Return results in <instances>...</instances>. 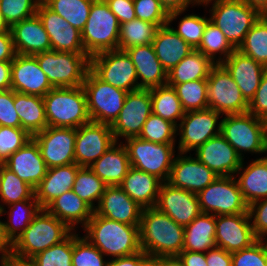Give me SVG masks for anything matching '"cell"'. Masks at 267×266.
Masks as SVG:
<instances>
[{
	"instance_id": "cell-1",
	"label": "cell",
	"mask_w": 267,
	"mask_h": 266,
	"mask_svg": "<svg viewBox=\"0 0 267 266\" xmlns=\"http://www.w3.org/2000/svg\"><path fill=\"white\" fill-rule=\"evenodd\" d=\"M139 240L141 250L147 255L177 257L183 251L184 226L156 207L143 208Z\"/></svg>"
},
{
	"instance_id": "cell-2",
	"label": "cell",
	"mask_w": 267,
	"mask_h": 266,
	"mask_svg": "<svg viewBox=\"0 0 267 266\" xmlns=\"http://www.w3.org/2000/svg\"><path fill=\"white\" fill-rule=\"evenodd\" d=\"M84 235L105 256L113 258L136 254L141 251L139 226L110 220L93 213L83 228Z\"/></svg>"
},
{
	"instance_id": "cell-3",
	"label": "cell",
	"mask_w": 267,
	"mask_h": 266,
	"mask_svg": "<svg viewBox=\"0 0 267 266\" xmlns=\"http://www.w3.org/2000/svg\"><path fill=\"white\" fill-rule=\"evenodd\" d=\"M72 230L46 209L34 216L32 222L12 244V255L32 259L47 248L65 240Z\"/></svg>"
},
{
	"instance_id": "cell-4",
	"label": "cell",
	"mask_w": 267,
	"mask_h": 266,
	"mask_svg": "<svg viewBox=\"0 0 267 266\" xmlns=\"http://www.w3.org/2000/svg\"><path fill=\"white\" fill-rule=\"evenodd\" d=\"M43 101L48 126L77 129L91 121L83 86L52 88Z\"/></svg>"
},
{
	"instance_id": "cell-5",
	"label": "cell",
	"mask_w": 267,
	"mask_h": 266,
	"mask_svg": "<svg viewBox=\"0 0 267 266\" xmlns=\"http://www.w3.org/2000/svg\"><path fill=\"white\" fill-rule=\"evenodd\" d=\"M221 122L220 134L244 160L242 152L267 153V121L249 112L226 114Z\"/></svg>"
},
{
	"instance_id": "cell-6",
	"label": "cell",
	"mask_w": 267,
	"mask_h": 266,
	"mask_svg": "<svg viewBox=\"0 0 267 266\" xmlns=\"http://www.w3.org/2000/svg\"><path fill=\"white\" fill-rule=\"evenodd\" d=\"M120 23L105 0H94L88 20L81 31L83 48L89 57L117 50Z\"/></svg>"
},
{
	"instance_id": "cell-7",
	"label": "cell",
	"mask_w": 267,
	"mask_h": 266,
	"mask_svg": "<svg viewBox=\"0 0 267 266\" xmlns=\"http://www.w3.org/2000/svg\"><path fill=\"white\" fill-rule=\"evenodd\" d=\"M33 56L54 88L82 86L90 69V57L86 53L51 50Z\"/></svg>"
},
{
	"instance_id": "cell-8",
	"label": "cell",
	"mask_w": 267,
	"mask_h": 266,
	"mask_svg": "<svg viewBox=\"0 0 267 266\" xmlns=\"http://www.w3.org/2000/svg\"><path fill=\"white\" fill-rule=\"evenodd\" d=\"M210 11V21L221 30L235 49L239 48L245 35L262 16L243 0H216Z\"/></svg>"
},
{
	"instance_id": "cell-9",
	"label": "cell",
	"mask_w": 267,
	"mask_h": 266,
	"mask_svg": "<svg viewBox=\"0 0 267 266\" xmlns=\"http://www.w3.org/2000/svg\"><path fill=\"white\" fill-rule=\"evenodd\" d=\"M125 140L131 167L152 174L163 182L168 181L175 158V144H159L139 137Z\"/></svg>"
},
{
	"instance_id": "cell-10",
	"label": "cell",
	"mask_w": 267,
	"mask_h": 266,
	"mask_svg": "<svg viewBox=\"0 0 267 266\" xmlns=\"http://www.w3.org/2000/svg\"><path fill=\"white\" fill-rule=\"evenodd\" d=\"M82 86L90 120L111 125L118 117L128 92L102 81L90 69Z\"/></svg>"
},
{
	"instance_id": "cell-11",
	"label": "cell",
	"mask_w": 267,
	"mask_h": 266,
	"mask_svg": "<svg viewBox=\"0 0 267 266\" xmlns=\"http://www.w3.org/2000/svg\"><path fill=\"white\" fill-rule=\"evenodd\" d=\"M202 213L215 216L248 213V204L235 176H218L198 194Z\"/></svg>"
},
{
	"instance_id": "cell-12",
	"label": "cell",
	"mask_w": 267,
	"mask_h": 266,
	"mask_svg": "<svg viewBox=\"0 0 267 266\" xmlns=\"http://www.w3.org/2000/svg\"><path fill=\"white\" fill-rule=\"evenodd\" d=\"M90 70L116 88L127 92L139 90L136 68L126 51L117 49L90 57Z\"/></svg>"
},
{
	"instance_id": "cell-13",
	"label": "cell",
	"mask_w": 267,
	"mask_h": 266,
	"mask_svg": "<svg viewBox=\"0 0 267 266\" xmlns=\"http://www.w3.org/2000/svg\"><path fill=\"white\" fill-rule=\"evenodd\" d=\"M207 80L208 108L223 114H243L248 111V102L228 71L216 64Z\"/></svg>"
},
{
	"instance_id": "cell-14",
	"label": "cell",
	"mask_w": 267,
	"mask_h": 266,
	"mask_svg": "<svg viewBox=\"0 0 267 266\" xmlns=\"http://www.w3.org/2000/svg\"><path fill=\"white\" fill-rule=\"evenodd\" d=\"M220 115L221 113L210 108L185 112L177 125V135H180L179 152L187 154L220 134L221 122L217 124Z\"/></svg>"
},
{
	"instance_id": "cell-15",
	"label": "cell",
	"mask_w": 267,
	"mask_h": 266,
	"mask_svg": "<svg viewBox=\"0 0 267 266\" xmlns=\"http://www.w3.org/2000/svg\"><path fill=\"white\" fill-rule=\"evenodd\" d=\"M151 114L150 89L128 92L118 117L110 125L116 142L119 137H138Z\"/></svg>"
},
{
	"instance_id": "cell-16",
	"label": "cell",
	"mask_w": 267,
	"mask_h": 266,
	"mask_svg": "<svg viewBox=\"0 0 267 266\" xmlns=\"http://www.w3.org/2000/svg\"><path fill=\"white\" fill-rule=\"evenodd\" d=\"M32 138L37 142L48 169L75 163V128L48 126Z\"/></svg>"
},
{
	"instance_id": "cell-17",
	"label": "cell",
	"mask_w": 267,
	"mask_h": 266,
	"mask_svg": "<svg viewBox=\"0 0 267 266\" xmlns=\"http://www.w3.org/2000/svg\"><path fill=\"white\" fill-rule=\"evenodd\" d=\"M116 143L109 124L90 121L76 129L75 163L90 167Z\"/></svg>"
},
{
	"instance_id": "cell-18",
	"label": "cell",
	"mask_w": 267,
	"mask_h": 266,
	"mask_svg": "<svg viewBox=\"0 0 267 266\" xmlns=\"http://www.w3.org/2000/svg\"><path fill=\"white\" fill-rule=\"evenodd\" d=\"M215 242L218 248L234 253L250 247L254 236L249 213L215 216Z\"/></svg>"
},
{
	"instance_id": "cell-19",
	"label": "cell",
	"mask_w": 267,
	"mask_h": 266,
	"mask_svg": "<svg viewBox=\"0 0 267 266\" xmlns=\"http://www.w3.org/2000/svg\"><path fill=\"white\" fill-rule=\"evenodd\" d=\"M155 207L184 227L202 213L196 193L173 187L167 182L160 187Z\"/></svg>"
},
{
	"instance_id": "cell-20",
	"label": "cell",
	"mask_w": 267,
	"mask_h": 266,
	"mask_svg": "<svg viewBox=\"0 0 267 266\" xmlns=\"http://www.w3.org/2000/svg\"><path fill=\"white\" fill-rule=\"evenodd\" d=\"M178 153L173 160L167 181L171 186L198 194L218 177L196 157Z\"/></svg>"
},
{
	"instance_id": "cell-21",
	"label": "cell",
	"mask_w": 267,
	"mask_h": 266,
	"mask_svg": "<svg viewBox=\"0 0 267 266\" xmlns=\"http://www.w3.org/2000/svg\"><path fill=\"white\" fill-rule=\"evenodd\" d=\"M36 14L49 35L51 50L86 53L83 48L81 31L71 26L64 18L40 2Z\"/></svg>"
},
{
	"instance_id": "cell-22",
	"label": "cell",
	"mask_w": 267,
	"mask_h": 266,
	"mask_svg": "<svg viewBox=\"0 0 267 266\" xmlns=\"http://www.w3.org/2000/svg\"><path fill=\"white\" fill-rule=\"evenodd\" d=\"M54 88L32 55L16 54L11 67V89L15 92L44 97Z\"/></svg>"
},
{
	"instance_id": "cell-23",
	"label": "cell",
	"mask_w": 267,
	"mask_h": 266,
	"mask_svg": "<svg viewBox=\"0 0 267 266\" xmlns=\"http://www.w3.org/2000/svg\"><path fill=\"white\" fill-rule=\"evenodd\" d=\"M195 151L196 158L217 176H234L243 161L221 134L212 137Z\"/></svg>"
},
{
	"instance_id": "cell-24",
	"label": "cell",
	"mask_w": 267,
	"mask_h": 266,
	"mask_svg": "<svg viewBox=\"0 0 267 266\" xmlns=\"http://www.w3.org/2000/svg\"><path fill=\"white\" fill-rule=\"evenodd\" d=\"M143 208L120 186H106L94 213L110 220L139 226Z\"/></svg>"
},
{
	"instance_id": "cell-25",
	"label": "cell",
	"mask_w": 267,
	"mask_h": 266,
	"mask_svg": "<svg viewBox=\"0 0 267 266\" xmlns=\"http://www.w3.org/2000/svg\"><path fill=\"white\" fill-rule=\"evenodd\" d=\"M221 65L231 75L242 96L249 103L254 97L267 68L237 49Z\"/></svg>"
},
{
	"instance_id": "cell-26",
	"label": "cell",
	"mask_w": 267,
	"mask_h": 266,
	"mask_svg": "<svg viewBox=\"0 0 267 266\" xmlns=\"http://www.w3.org/2000/svg\"><path fill=\"white\" fill-rule=\"evenodd\" d=\"M4 164L19 179L34 189L45 177L48 170L41 156L39 146L33 138L13 153Z\"/></svg>"
},
{
	"instance_id": "cell-27",
	"label": "cell",
	"mask_w": 267,
	"mask_h": 266,
	"mask_svg": "<svg viewBox=\"0 0 267 266\" xmlns=\"http://www.w3.org/2000/svg\"><path fill=\"white\" fill-rule=\"evenodd\" d=\"M16 54L35 55L51 51L50 38L37 14L10 28Z\"/></svg>"
},
{
	"instance_id": "cell-28",
	"label": "cell",
	"mask_w": 267,
	"mask_h": 266,
	"mask_svg": "<svg viewBox=\"0 0 267 266\" xmlns=\"http://www.w3.org/2000/svg\"><path fill=\"white\" fill-rule=\"evenodd\" d=\"M137 72L139 89H151L167 84V72L158 60L151 44L133 46L125 50Z\"/></svg>"
},
{
	"instance_id": "cell-29",
	"label": "cell",
	"mask_w": 267,
	"mask_h": 266,
	"mask_svg": "<svg viewBox=\"0 0 267 266\" xmlns=\"http://www.w3.org/2000/svg\"><path fill=\"white\" fill-rule=\"evenodd\" d=\"M80 168L73 163L47 170L45 177L35 188V198L41 209H45L58 196L72 190L77 171Z\"/></svg>"
},
{
	"instance_id": "cell-30",
	"label": "cell",
	"mask_w": 267,
	"mask_h": 266,
	"mask_svg": "<svg viewBox=\"0 0 267 266\" xmlns=\"http://www.w3.org/2000/svg\"><path fill=\"white\" fill-rule=\"evenodd\" d=\"M163 181L158 177L130 167L121 189L142 208L155 207Z\"/></svg>"
},
{
	"instance_id": "cell-31",
	"label": "cell",
	"mask_w": 267,
	"mask_h": 266,
	"mask_svg": "<svg viewBox=\"0 0 267 266\" xmlns=\"http://www.w3.org/2000/svg\"><path fill=\"white\" fill-rule=\"evenodd\" d=\"M156 56L166 72L174 68L194 49L169 24L160 26L152 41Z\"/></svg>"
},
{
	"instance_id": "cell-32",
	"label": "cell",
	"mask_w": 267,
	"mask_h": 266,
	"mask_svg": "<svg viewBox=\"0 0 267 266\" xmlns=\"http://www.w3.org/2000/svg\"><path fill=\"white\" fill-rule=\"evenodd\" d=\"M130 167L127 148L122 142H116L89 168L107 186H119Z\"/></svg>"
},
{
	"instance_id": "cell-33",
	"label": "cell",
	"mask_w": 267,
	"mask_h": 266,
	"mask_svg": "<svg viewBox=\"0 0 267 266\" xmlns=\"http://www.w3.org/2000/svg\"><path fill=\"white\" fill-rule=\"evenodd\" d=\"M45 209L64 222L72 231L78 223H82L84 228L94 213V209L72 190L58 196Z\"/></svg>"
},
{
	"instance_id": "cell-34",
	"label": "cell",
	"mask_w": 267,
	"mask_h": 266,
	"mask_svg": "<svg viewBox=\"0 0 267 266\" xmlns=\"http://www.w3.org/2000/svg\"><path fill=\"white\" fill-rule=\"evenodd\" d=\"M236 174H241L237 180L239 188L248 205L267 198V156L254 160L244 168L243 163ZM244 169L243 173L241 170Z\"/></svg>"
},
{
	"instance_id": "cell-35",
	"label": "cell",
	"mask_w": 267,
	"mask_h": 266,
	"mask_svg": "<svg viewBox=\"0 0 267 266\" xmlns=\"http://www.w3.org/2000/svg\"><path fill=\"white\" fill-rule=\"evenodd\" d=\"M14 106L20 118V128L31 137L48 127L43 97L14 91Z\"/></svg>"
},
{
	"instance_id": "cell-36",
	"label": "cell",
	"mask_w": 267,
	"mask_h": 266,
	"mask_svg": "<svg viewBox=\"0 0 267 266\" xmlns=\"http://www.w3.org/2000/svg\"><path fill=\"white\" fill-rule=\"evenodd\" d=\"M215 215L201 213L184 227L183 251L203 252L216 248Z\"/></svg>"
},
{
	"instance_id": "cell-37",
	"label": "cell",
	"mask_w": 267,
	"mask_h": 266,
	"mask_svg": "<svg viewBox=\"0 0 267 266\" xmlns=\"http://www.w3.org/2000/svg\"><path fill=\"white\" fill-rule=\"evenodd\" d=\"M215 65L216 63L209 57L194 49L174 68L167 72V84L206 80Z\"/></svg>"
},
{
	"instance_id": "cell-38",
	"label": "cell",
	"mask_w": 267,
	"mask_h": 266,
	"mask_svg": "<svg viewBox=\"0 0 267 266\" xmlns=\"http://www.w3.org/2000/svg\"><path fill=\"white\" fill-rule=\"evenodd\" d=\"M8 206L10 209V213L7 214L9 220L7 222L1 221V224L6 239L13 244L29 226L41 207L35 196L30 200L14 202Z\"/></svg>"
},
{
	"instance_id": "cell-39",
	"label": "cell",
	"mask_w": 267,
	"mask_h": 266,
	"mask_svg": "<svg viewBox=\"0 0 267 266\" xmlns=\"http://www.w3.org/2000/svg\"><path fill=\"white\" fill-rule=\"evenodd\" d=\"M150 97L152 113L177 126V122L183 118L185 111L175 89L168 84L151 88Z\"/></svg>"
},
{
	"instance_id": "cell-40",
	"label": "cell",
	"mask_w": 267,
	"mask_h": 266,
	"mask_svg": "<svg viewBox=\"0 0 267 266\" xmlns=\"http://www.w3.org/2000/svg\"><path fill=\"white\" fill-rule=\"evenodd\" d=\"M35 196V189L17 175L9 170L2 162V176L0 181V216L6 211L5 205H10L14 202L30 200Z\"/></svg>"
},
{
	"instance_id": "cell-41",
	"label": "cell",
	"mask_w": 267,
	"mask_h": 266,
	"mask_svg": "<svg viewBox=\"0 0 267 266\" xmlns=\"http://www.w3.org/2000/svg\"><path fill=\"white\" fill-rule=\"evenodd\" d=\"M159 27L140 19L120 24L118 49L125 51L133 46L151 44Z\"/></svg>"
},
{
	"instance_id": "cell-42",
	"label": "cell",
	"mask_w": 267,
	"mask_h": 266,
	"mask_svg": "<svg viewBox=\"0 0 267 266\" xmlns=\"http://www.w3.org/2000/svg\"><path fill=\"white\" fill-rule=\"evenodd\" d=\"M94 0H44L43 3L64 18L71 26L82 31Z\"/></svg>"
},
{
	"instance_id": "cell-43",
	"label": "cell",
	"mask_w": 267,
	"mask_h": 266,
	"mask_svg": "<svg viewBox=\"0 0 267 266\" xmlns=\"http://www.w3.org/2000/svg\"><path fill=\"white\" fill-rule=\"evenodd\" d=\"M196 50L209 57L214 63L221 64L236 49L229 43L221 30L209 21L205 27L200 45L196 48ZM216 53H218V55L220 54L217 59Z\"/></svg>"
},
{
	"instance_id": "cell-44",
	"label": "cell",
	"mask_w": 267,
	"mask_h": 266,
	"mask_svg": "<svg viewBox=\"0 0 267 266\" xmlns=\"http://www.w3.org/2000/svg\"><path fill=\"white\" fill-rule=\"evenodd\" d=\"M267 68V17L262 15L237 49Z\"/></svg>"
},
{
	"instance_id": "cell-45",
	"label": "cell",
	"mask_w": 267,
	"mask_h": 266,
	"mask_svg": "<svg viewBox=\"0 0 267 266\" xmlns=\"http://www.w3.org/2000/svg\"><path fill=\"white\" fill-rule=\"evenodd\" d=\"M106 186L89 167H81L77 171L72 191L95 209L94 203L97 201L98 205Z\"/></svg>"
},
{
	"instance_id": "cell-46",
	"label": "cell",
	"mask_w": 267,
	"mask_h": 266,
	"mask_svg": "<svg viewBox=\"0 0 267 266\" xmlns=\"http://www.w3.org/2000/svg\"><path fill=\"white\" fill-rule=\"evenodd\" d=\"M168 85L175 89L185 112L208 108L207 80Z\"/></svg>"
},
{
	"instance_id": "cell-47",
	"label": "cell",
	"mask_w": 267,
	"mask_h": 266,
	"mask_svg": "<svg viewBox=\"0 0 267 266\" xmlns=\"http://www.w3.org/2000/svg\"><path fill=\"white\" fill-rule=\"evenodd\" d=\"M176 132L175 124L152 113L138 137L159 144H175Z\"/></svg>"
},
{
	"instance_id": "cell-48",
	"label": "cell",
	"mask_w": 267,
	"mask_h": 266,
	"mask_svg": "<svg viewBox=\"0 0 267 266\" xmlns=\"http://www.w3.org/2000/svg\"><path fill=\"white\" fill-rule=\"evenodd\" d=\"M73 232L62 242L32 258L36 266H73Z\"/></svg>"
},
{
	"instance_id": "cell-49",
	"label": "cell",
	"mask_w": 267,
	"mask_h": 266,
	"mask_svg": "<svg viewBox=\"0 0 267 266\" xmlns=\"http://www.w3.org/2000/svg\"><path fill=\"white\" fill-rule=\"evenodd\" d=\"M104 254L96 248L86 237H80L73 232V266H107Z\"/></svg>"
},
{
	"instance_id": "cell-50",
	"label": "cell",
	"mask_w": 267,
	"mask_h": 266,
	"mask_svg": "<svg viewBox=\"0 0 267 266\" xmlns=\"http://www.w3.org/2000/svg\"><path fill=\"white\" fill-rule=\"evenodd\" d=\"M39 0H0L2 16L11 28L14 24L36 14Z\"/></svg>"
},
{
	"instance_id": "cell-51",
	"label": "cell",
	"mask_w": 267,
	"mask_h": 266,
	"mask_svg": "<svg viewBox=\"0 0 267 266\" xmlns=\"http://www.w3.org/2000/svg\"><path fill=\"white\" fill-rule=\"evenodd\" d=\"M179 22L178 29L173 30L193 49H196L202 40V36L210 18L196 14L185 15Z\"/></svg>"
},
{
	"instance_id": "cell-52",
	"label": "cell",
	"mask_w": 267,
	"mask_h": 266,
	"mask_svg": "<svg viewBox=\"0 0 267 266\" xmlns=\"http://www.w3.org/2000/svg\"><path fill=\"white\" fill-rule=\"evenodd\" d=\"M32 137L23 128L0 126V162L5 161Z\"/></svg>"
},
{
	"instance_id": "cell-53",
	"label": "cell",
	"mask_w": 267,
	"mask_h": 266,
	"mask_svg": "<svg viewBox=\"0 0 267 266\" xmlns=\"http://www.w3.org/2000/svg\"><path fill=\"white\" fill-rule=\"evenodd\" d=\"M136 18L156 24L158 27L168 24V12L159 0H133Z\"/></svg>"
},
{
	"instance_id": "cell-54",
	"label": "cell",
	"mask_w": 267,
	"mask_h": 266,
	"mask_svg": "<svg viewBox=\"0 0 267 266\" xmlns=\"http://www.w3.org/2000/svg\"><path fill=\"white\" fill-rule=\"evenodd\" d=\"M232 266H267V248L262 240L250 247L231 253Z\"/></svg>"
},
{
	"instance_id": "cell-55",
	"label": "cell",
	"mask_w": 267,
	"mask_h": 266,
	"mask_svg": "<svg viewBox=\"0 0 267 266\" xmlns=\"http://www.w3.org/2000/svg\"><path fill=\"white\" fill-rule=\"evenodd\" d=\"M248 213L254 236L262 240L267 235V198L251 203Z\"/></svg>"
},
{
	"instance_id": "cell-56",
	"label": "cell",
	"mask_w": 267,
	"mask_h": 266,
	"mask_svg": "<svg viewBox=\"0 0 267 266\" xmlns=\"http://www.w3.org/2000/svg\"><path fill=\"white\" fill-rule=\"evenodd\" d=\"M0 126L20 128V118L14 106V90L0 91Z\"/></svg>"
},
{
	"instance_id": "cell-57",
	"label": "cell",
	"mask_w": 267,
	"mask_h": 266,
	"mask_svg": "<svg viewBox=\"0 0 267 266\" xmlns=\"http://www.w3.org/2000/svg\"><path fill=\"white\" fill-rule=\"evenodd\" d=\"M267 121V71L264 73L254 97L248 103V111Z\"/></svg>"
},
{
	"instance_id": "cell-58",
	"label": "cell",
	"mask_w": 267,
	"mask_h": 266,
	"mask_svg": "<svg viewBox=\"0 0 267 266\" xmlns=\"http://www.w3.org/2000/svg\"><path fill=\"white\" fill-rule=\"evenodd\" d=\"M120 24L136 19L133 0H105Z\"/></svg>"
},
{
	"instance_id": "cell-59",
	"label": "cell",
	"mask_w": 267,
	"mask_h": 266,
	"mask_svg": "<svg viewBox=\"0 0 267 266\" xmlns=\"http://www.w3.org/2000/svg\"><path fill=\"white\" fill-rule=\"evenodd\" d=\"M160 4L168 12V24L182 14L189 6L196 5L195 0H159Z\"/></svg>"
},
{
	"instance_id": "cell-60",
	"label": "cell",
	"mask_w": 267,
	"mask_h": 266,
	"mask_svg": "<svg viewBox=\"0 0 267 266\" xmlns=\"http://www.w3.org/2000/svg\"><path fill=\"white\" fill-rule=\"evenodd\" d=\"M208 266H232V255L222 248L210 249L205 253Z\"/></svg>"
},
{
	"instance_id": "cell-61",
	"label": "cell",
	"mask_w": 267,
	"mask_h": 266,
	"mask_svg": "<svg viewBox=\"0 0 267 266\" xmlns=\"http://www.w3.org/2000/svg\"><path fill=\"white\" fill-rule=\"evenodd\" d=\"M15 55L11 31L0 33V61L12 62Z\"/></svg>"
},
{
	"instance_id": "cell-62",
	"label": "cell",
	"mask_w": 267,
	"mask_h": 266,
	"mask_svg": "<svg viewBox=\"0 0 267 266\" xmlns=\"http://www.w3.org/2000/svg\"><path fill=\"white\" fill-rule=\"evenodd\" d=\"M177 258L183 266H208L203 252L182 251Z\"/></svg>"
},
{
	"instance_id": "cell-63",
	"label": "cell",
	"mask_w": 267,
	"mask_h": 266,
	"mask_svg": "<svg viewBox=\"0 0 267 266\" xmlns=\"http://www.w3.org/2000/svg\"><path fill=\"white\" fill-rule=\"evenodd\" d=\"M147 256L142 250L136 254L113 258L108 261L107 266H138L139 263Z\"/></svg>"
},
{
	"instance_id": "cell-64",
	"label": "cell",
	"mask_w": 267,
	"mask_h": 266,
	"mask_svg": "<svg viewBox=\"0 0 267 266\" xmlns=\"http://www.w3.org/2000/svg\"><path fill=\"white\" fill-rule=\"evenodd\" d=\"M0 266H6L12 256V244L6 239L0 220Z\"/></svg>"
},
{
	"instance_id": "cell-65",
	"label": "cell",
	"mask_w": 267,
	"mask_h": 266,
	"mask_svg": "<svg viewBox=\"0 0 267 266\" xmlns=\"http://www.w3.org/2000/svg\"><path fill=\"white\" fill-rule=\"evenodd\" d=\"M12 62L0 61V91L11 89Z\"/></svg>"
},
{
	"instance_id": "cell-66",
	"label": "cell",
	"mask_w": 267,
	"mask_h": 266,
	"mask_svg": "<svg viewBox=\"0 0 267 266\" xmlns=\"http://www.w3.org/2000/svg\"><path fill=\"white\" fill-rule=\"evenodd\" d=\"M6 266H36L32 259L11 256Z\"/></svg>"
},
{
	"instance_id": "cell-67",
	"label": "cell",
	"mask_w": 267,
	"mask_h": 266,
	"mask_svg": "<svg viewBox=\"0 0 267 266\" xmlns=\"http://www.w3.org/2000/svg\"><path fill=\"white\" fill-rule=\"evenodd\" d=\"M252 8L257 9L262 15L267 13V0H243Z\"/></svg>"
},
{
	"instance_id": "cell-68",
	"label": "cell",
	"mask_w": 267,
	"mask_h": 266,
	"mask_svg": "<svg viewBox=\"0 0 267 266\" xmlns=\"http://www.w3.org/2000/svg\"><path fill=\"white\" fill-rule=\"evenodd\" d=\"M160 266H183L177 257H160Z\"/></svg>"
},
{
	"instance_id": "cell-69",
	"label": "cell",
	"mask_w": 267,
	"mask_h": 266,
	"mask_svg": "<svg viewBox=\"0 0 267 266\" xmlns=\"http://www.w3.org/2000/svg\"><path fill=\"white\" fill-rule=\"evenodd\" d=\"M138 266H160V257L147 255Z\"/></svg>"
},
{
	"instance_id": "cell-70",
	"label": "cell",
	"mask_w": 267,
	"mask_h": 266,
	"mask_svg": "<svg viewBox=\"0 0 267 266\" xmlns=\"http://www.w3.org/2000/svg\"><path fill=\"white\" fill-rule=\"evenodd\" d=\"M10 28L8 27V25L6 24L3 16H2V13H1V8H0V33L2 32H6V31H9Z\"/></svg>"
},
{
	"instance_id": "cell-71",
	"label": "cell",
	"mask_w": 267,
	"mask_h": 266,
	"mask_svg": "<svg viewBox=\"0 0 267 266\" xmlns=\"http://www.w3.org/2000/svg\"><path fill=\"white\" fill-rule=\"evenodd\" d=\"M196 1V5L198 4H204V5H209V3L211 2V1H216V0H195Z\"/></svg>"
},
{
	"instance_id": "cell-72",
	"label": "cell",
	"mask_w": 267,
	"mask_h": 266,
	"mask_svg": "<svg viewBox=\"0 0 267 266\" xmlns=\"http://www.w3.org/2000/svg\"><path fill=\"white\" fill-rule=\"evenodd\" d=\"M1 176H2V162H0V181H1Z\"/></svg>"
},
{
	"instance_id": "cell-73",
	"label": "cell",
	"mask_w": 267,
	"mask_h": 266,
	"mask_svg": "<svg viewBox=\"0 0 267 266\" xmlns=\"http://www.w3.org/2000/svg\"><path fill=\"white\" fill-rule=\"evenodd\" d=\"M265 239V240H264ZM262 241L264 242V244L266 245V248H267V239H266V237H264L263 239H262ZM266 242V243H265Z\"/></svg>"
}]
</instances>
